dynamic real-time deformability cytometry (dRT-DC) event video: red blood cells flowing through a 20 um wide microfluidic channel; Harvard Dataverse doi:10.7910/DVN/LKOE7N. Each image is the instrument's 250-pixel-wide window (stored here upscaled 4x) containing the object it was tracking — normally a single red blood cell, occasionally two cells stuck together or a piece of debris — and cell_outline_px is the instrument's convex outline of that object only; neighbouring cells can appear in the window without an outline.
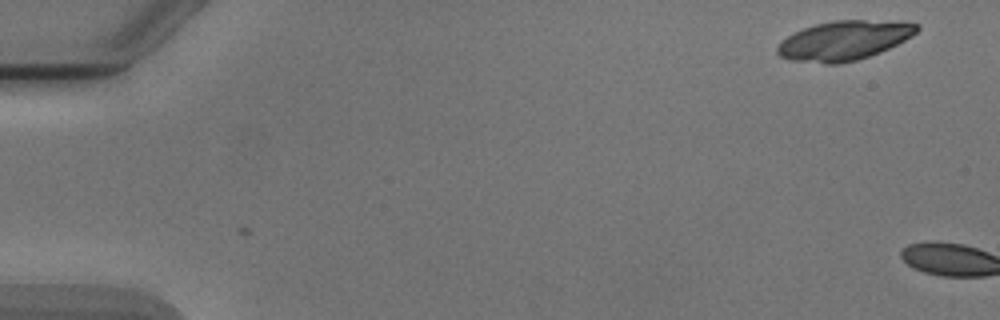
{"species": "Egyptian fruit bat (a non-hibernating species)", "species_latin": "Rousettus aegyptiacus", "temperature_condition": "cold", "stored_images_in_passage": 2, "camera_frame_rate_fps": 3000, "um_per_image_px": 0.085, "animal": {"sex": "male"}, "frame": {"image": 1, "passage_image": 2, "time_ms": 1.0, "image_size_px": [1000, 320], "cell_outline_px": [[920, 28], [912, 36], [880, 52], [856, 60], [840, 64], [824, 64], [792, 60], [780, 56], [776, 52], [776, 48], [788, 36], [804, 28], [816, 24], [832, 20], [864, 20], [920, 24]], "centroid_in_image_um": [71.73, 3.45], "position_along_channel_um": 13.3, "area_um2": 31.56}}